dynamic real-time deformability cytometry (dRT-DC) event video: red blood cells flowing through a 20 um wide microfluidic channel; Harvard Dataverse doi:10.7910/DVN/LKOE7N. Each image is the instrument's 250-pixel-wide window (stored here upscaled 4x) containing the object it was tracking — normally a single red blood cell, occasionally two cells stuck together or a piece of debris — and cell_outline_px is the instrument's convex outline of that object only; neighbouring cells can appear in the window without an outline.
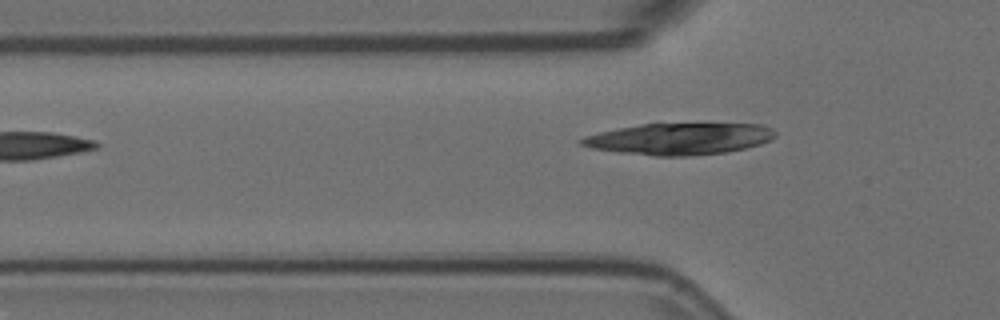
{"species": "Egyptian fruit bat (a non-hibernating species)", "species_latin": "Rousettus aegyptiacus", "temperature_condition": "room temperature", "stored_images_in_passage": 2, "camera_frame_rate_fps": 3000, "um_per_image_px": 0.085, "animal": {"sex": "female"}, "frame": {"image": 1, "passage_image": 2, "time_ms": 0.333, "image_size_px": [1000, 320], "cell_outline_px": [[776, 136], [772, 140], [760, 144], [744, 148], [724, 152], [688, 156], [656, 156], [620, 152], [592, 148], [580, 144], [576, 140], [584, 136], [600, 132], [620, 128], [644, 124], [764, 124], [772, 128], [776, 132]], "centroid_in_image_um": [57.77, 11.8], "position_along_channel_um": 68.0, "area_um2": 35.49}}